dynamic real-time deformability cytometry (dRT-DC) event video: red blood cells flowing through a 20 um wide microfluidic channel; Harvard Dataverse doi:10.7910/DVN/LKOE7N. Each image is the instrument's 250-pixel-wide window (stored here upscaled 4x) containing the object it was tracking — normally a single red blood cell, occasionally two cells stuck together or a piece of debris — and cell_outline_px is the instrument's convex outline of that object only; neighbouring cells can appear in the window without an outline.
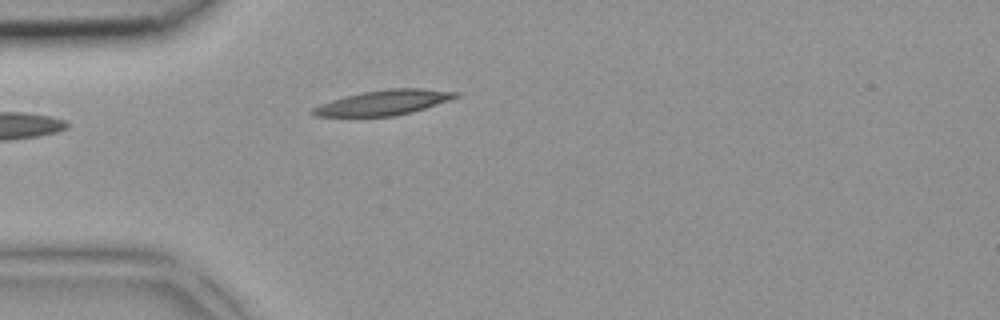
{"species": "common noctule bat (a hibernating species)", "species_latin": "Nyctalus noctula", "temperature_condition": "room temperature", "stored_images_in_passage": 2, "camera_frame_rate_fps": 3000, "um_per_image_px": 0.085, "animal": {"sex": "female", "body_mass_g": 18.4}, "frame": {"image": 1, "passage_image": 2, "time_ms": 0.333, "image_size_px": [1000, 320], "cell_outline_px": [[460, 96], [412, 112], [396, 116], [316, 116], [308, 112], [312, 108], [320, 104], [344, 96], [364, 92], [388, 88], [420, 88], [460, 92]], "centroid_in_image_um": [32.59, 8.71], "position_along_channel_um": 52.4, "area_um2": 20.69}}